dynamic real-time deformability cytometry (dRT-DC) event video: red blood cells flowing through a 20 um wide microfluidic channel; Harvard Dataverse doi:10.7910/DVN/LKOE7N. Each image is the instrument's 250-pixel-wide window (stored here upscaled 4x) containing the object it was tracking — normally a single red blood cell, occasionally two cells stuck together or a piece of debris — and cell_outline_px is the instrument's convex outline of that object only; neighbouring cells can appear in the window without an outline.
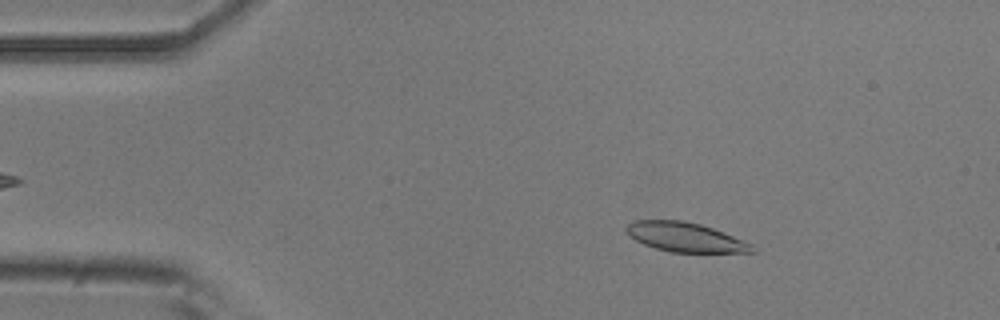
{"species": "common noctule bat (a hibernating species)", "species_latin": "Nyctalus noctula", "temperature_condition": "room temperature", "stored_images_in_passage": 53, "camera_frame_rate_fps": 3000, "um_per_image_px": 0.085, "animal": {"sex": "male", "body_mass_g": 20.5, "forearm_length_mm": 52.5}, "frame": {"image": 1, "passage_image": 9, "time_ms": 2.667, "image_size_px": [1000, 320], "cell_outline_px": [[756, 252], [672, 252], [656, 248], [644, 244], [636, 240], [624, 228], [632, 220], [684, 220], [700, 224], [712, 228], [752, 244], [756, 248]], "centroid_in_image_um": [58.25, 20.15], "position_along_channel_um": 26.8, "area_um2": 21.27}}
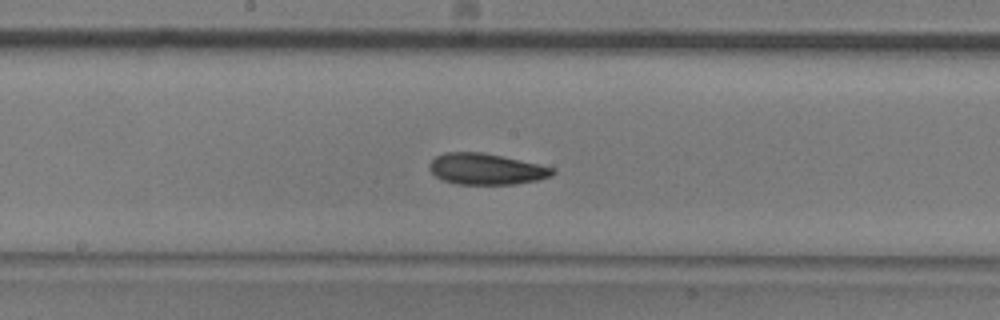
{"frame": {"image": 2, "passage_image": 28, "time_ms": 9.0, "image_size_px": [1000, 320], "cell_outline_px": [[556, 172], [552, 176], [536, 180], [512, 184], [456, 184], [444, 180], [436, 176], [428, 168], [428, 164], [436, 156], [444, 152], [484, 152], [556, 168]], "centroid_in_image_um": [41.32, 14.36], "position_along_channel_um": 206.9, "area_um2": 22.31}}
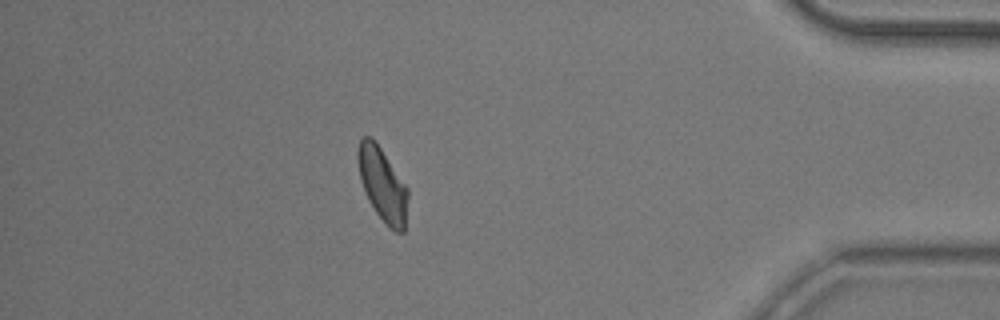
{"frame": {"image": 3, "passage_image": 47, "time_ms": 15.333, "image_size_px": [1000, 320], "cell_outline_px": [[408, 196], [404, 232], [396, 232], [388, 228], [376, 212], [368, 200], [360, 180], [356, 156], [356, 152], [360, 140], [364, 136], [372, 136], [408, 188]], "centroid_in_image_um": [32.49, 15.68], "position_along_channel_um": 402.7, "area_um2": 21.5}, "authors_computed_cell_mechanics": {"area_um2": 22.1952, "velocity_mm_per_s": 3.7804, "shape_relaxation_time_tau1_ms": 4.2266, "shape_relaxation_time_tau2_ms": 4.8067, "deformation_change_tau1": 0.1271, "deformation_change_tau2": 0.1075}}